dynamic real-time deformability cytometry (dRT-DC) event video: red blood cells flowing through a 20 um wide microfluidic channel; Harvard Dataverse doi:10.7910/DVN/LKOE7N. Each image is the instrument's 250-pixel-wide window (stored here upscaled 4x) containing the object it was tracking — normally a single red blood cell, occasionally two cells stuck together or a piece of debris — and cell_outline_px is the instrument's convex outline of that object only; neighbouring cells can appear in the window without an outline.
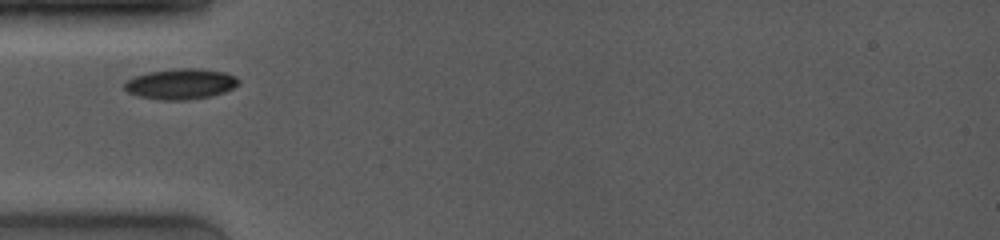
{"species": "common noctule bat (a hibernating species)", "species_latin": "Nyctalus noctula", "temperature_condition": "room temperature", "stored_images_in_passage": 37, "camera_frame_rate_fps": 4000, "um_per_image_px": 0.085, "animal": {"sex": "female", "body_mass_g": 19.0, "forearm_length_mm": 53.3}, "frame": {"image": 1, "passage_image": 1, "time_ms": 0.0, "image_size_px": [1000, 240], "cell_outline_px": [[240, 84], [224, 92], [212, 96], [188, 100], [160, 100], [136, 96], [128, 92], [124, 88], [124, 84], [132, 76], [148, 72], [176, 68], [196, 68], [224, 72], [236, 76], [240, 80]], "centroid_in_image_um": [15.36, 7.14], "position_along_channel_um": 69.6, "area_um2": 20.58}}
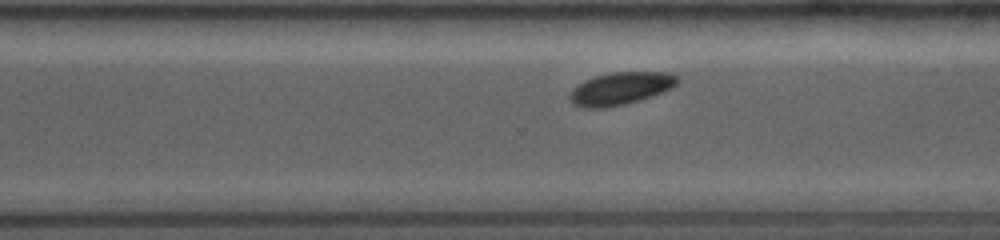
{"frame": {"image": 2, "passage_image": 26, "time_ms": 6.25, "image_size_px": [1000, 240], "cell_outline_px": [[680, 80], [672, 88], [624, 104], [604, 108], [584, 108], [572, 104], [572, 92], [584, 80], [596, 76], [612, 72], [668, 72], [680, 76]], "centroid_in_image_um": [52.8, 7.5], "position_along_channel_um": 317.8, "area_um2": 19.94}}
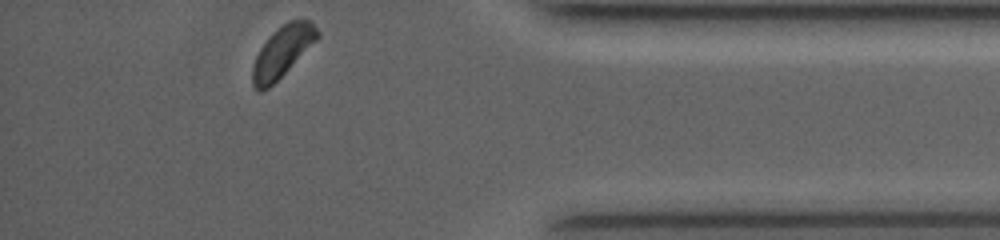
{"frame": {"image": 3, "passage_image": 37, "time_ms": 9.0, "image_size_px": [1000, 240], "cell_outline_px": [[320, 36], [268, 88], [260, 92], [252, 84], [252, 68], [256, 56], [260, 48], [272, 32], [276, 28], [288, 20], [312, 20], [320, 32]], "centroid_in_image_um": [24.0, 4.34], "position_along_channel_um": 411.2, "area_um2": 18.9}}